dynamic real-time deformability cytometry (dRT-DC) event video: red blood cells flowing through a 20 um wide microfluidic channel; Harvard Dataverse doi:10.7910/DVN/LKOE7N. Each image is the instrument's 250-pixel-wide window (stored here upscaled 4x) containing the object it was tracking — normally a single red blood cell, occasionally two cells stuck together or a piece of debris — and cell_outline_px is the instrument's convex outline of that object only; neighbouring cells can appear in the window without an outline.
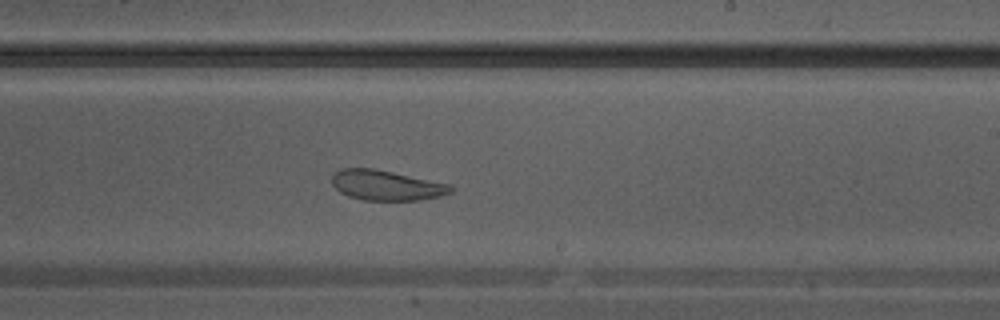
{"species": "Egyptian fruit bat (a non-hibernating species)", "species_latin": "Rousettus aegyptiacus", "temperature_condition": "warm", "stored_images_in_passage": 17, "camera_frame_rate_fps": 3000, "um_per_image_px": 0.085, "animal": {"sex": "male"}, "frame": {"image": 1, "passage_image": 15, "time_ms": 4.667, "image_size_px": [1000, 320], "cell_outline_px": [[456, 188], [452, 192], [440, 196], [420, 200], [364, 200], [348, 196], [340, 192], [332, 184], [332, 176], [340, 168], [372, 168], [452, 184]], "centroid_in_image_um": [32.88, 15.75], "position_along_channel_um": 256.1, "area_um2": 20.92}}